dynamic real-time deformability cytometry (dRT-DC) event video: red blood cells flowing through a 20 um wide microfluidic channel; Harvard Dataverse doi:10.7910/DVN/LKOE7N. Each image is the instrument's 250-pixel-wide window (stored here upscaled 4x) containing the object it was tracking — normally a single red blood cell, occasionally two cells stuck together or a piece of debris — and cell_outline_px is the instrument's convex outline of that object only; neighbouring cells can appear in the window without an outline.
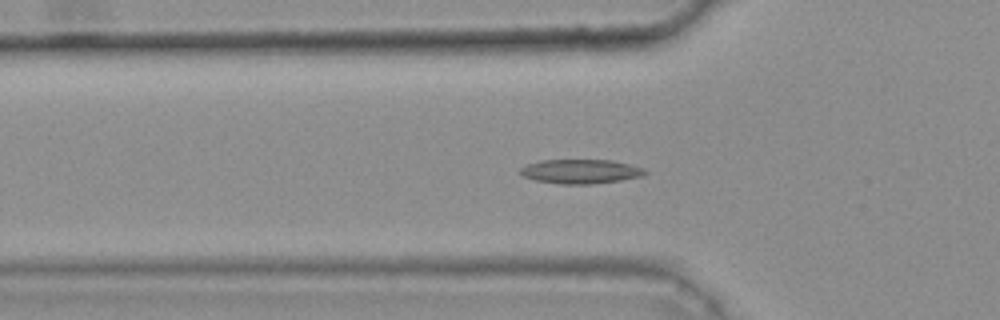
{"species": "common noctule bat (a hibernating species)", "species_latin": "Nyctalus noctula", "temperature_condition": "warm", "stored_images_in_passage": 32, "camera_frame_rate_fps": 3000, "um_per_image_px": 0.085, "animal": {"sex": "female", "body_mass_g": 25.1}, "frame": {"image": 1, "passage_image": 4, "time_ms": 1.0, "image_size_px": [1000, 320], "cell_outline_px": [[648, 172], [644, 176], [620, 180], [592, 184], [560, 184], [536, 180], [524, 176], [516, 172], [520, 168], [528, 164], [540, 160], [612, 160], [644, 168]], "centroid_in_image_um": [49.35, 14.57], "position_along_channel_um": 76.5, "area_um2": 17.69}}
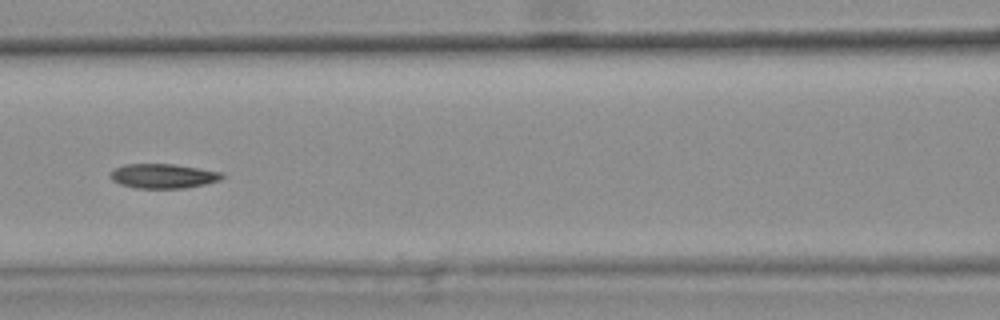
{"frame": {"image": 2, "passage_image": 10, "time_ms": 3.0, "image_size_px": [1000, 320], "cell_outline_px": [[224, 176], [220, 180], [204, 184], [184, 188], [136, 188], [120, 184], [112, 180], [108, 176], [116, 168], [124, 164], [172, 164], [224, 172]], "centroid_in_image_um": [13.87, 14.96], "position_along_channel_um": 152.7, "area_um2": 15.9}}
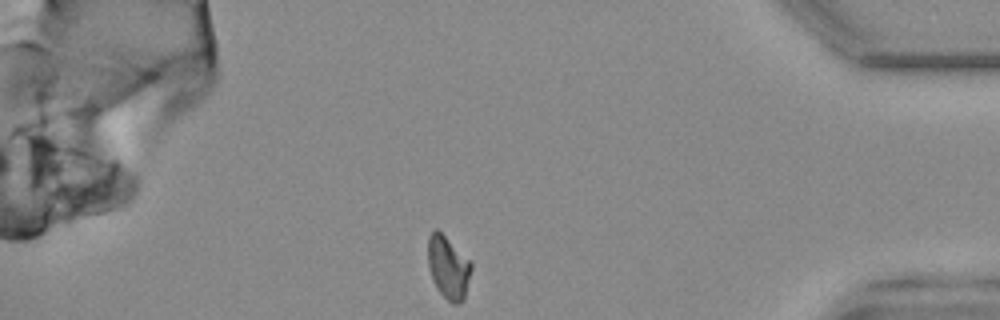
{"frame": {"image": 3, "passage_image": 32, "time_ms": 10.333, "image_size_px": [1000, 320], "cell_outline_px": [[472, 268], [464, 300], [460, 304], [452, 304], [436, 288], [432, 280], [428, 268], [428, 236], [436, 228], [472, 264]], "centroid_in_image_um": [38.09, 22.78], "position_along_channel_um": 397.1, "area_um2": 15.66}, "authors_computed_cell_mechanics": {"area_um2": 16.184, "velocity_mm_per_s": 3.7929, "shape_relaxation_time_tau1_ms": null, "shape_relaxation_time_tau2_ms": 4.5783, "deformation_change_tau1": null, "deformation_change_tau2": 0.0905}}